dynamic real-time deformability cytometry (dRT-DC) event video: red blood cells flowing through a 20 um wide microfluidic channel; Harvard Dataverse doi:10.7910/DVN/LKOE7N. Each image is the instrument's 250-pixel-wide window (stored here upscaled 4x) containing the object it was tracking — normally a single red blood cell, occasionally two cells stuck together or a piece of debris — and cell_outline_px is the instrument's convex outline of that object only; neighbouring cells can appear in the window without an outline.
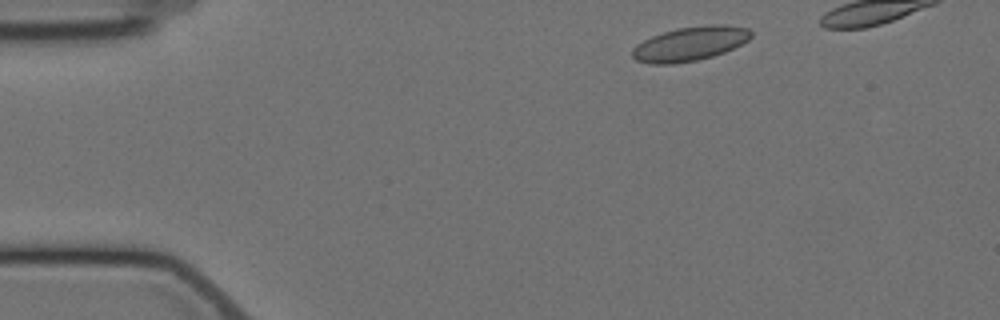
{"species": "Egyptian fruit bat (a non-hibernating species)", "species_latin": "Rousettus aegyptiacus", "temperature_condition": "cold", "stored_images_in_passage": 5, "camera_frame_rate_fps": 3000, "um_per_image_px": 0.085, "animal": {"sex": "female"}, "frame": {"image": 1, "passage_image": 1, "time_ms": 0.0, "image_size_px": [1000, 320], "cell_outline_px": [[752, 36], [748, 40], [724, 52], [712, 56], [696, 60], [672, 64], [652, 64], [636, 60], [632, 56], [632, 48], [636, 44], [652, 36], [676, 28], [708, 24], [724, 24], [748, 28], [752, 32]], "centroid_in_image_um": [58.64, 3.71], "position_along_channel_um": 26.4, "area_um2": 23.64}}
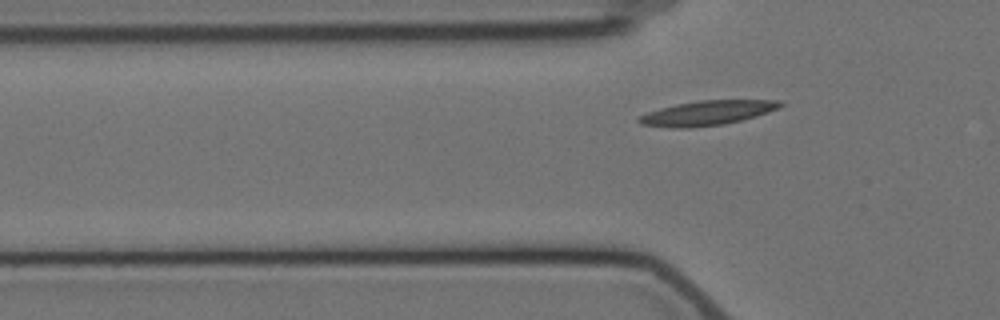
{"frame": {"image": 2, "passage_image": 5, "time_ms": 5.333, "image_size_px": [1000, 320], "cell_outline_px": [[784, 104], [780, 108], [756, 116], [724, 124], [688, 128], [668, 128], [640, 124], [636, 120], [640, 116], [648, 112], [660, 108], [676, 104], [700, 100], [780, 100]], "centroid_in_image_um": [60.1, 9.6], "position_along_channel_um": 65.7, "area_um2": 20.29}}